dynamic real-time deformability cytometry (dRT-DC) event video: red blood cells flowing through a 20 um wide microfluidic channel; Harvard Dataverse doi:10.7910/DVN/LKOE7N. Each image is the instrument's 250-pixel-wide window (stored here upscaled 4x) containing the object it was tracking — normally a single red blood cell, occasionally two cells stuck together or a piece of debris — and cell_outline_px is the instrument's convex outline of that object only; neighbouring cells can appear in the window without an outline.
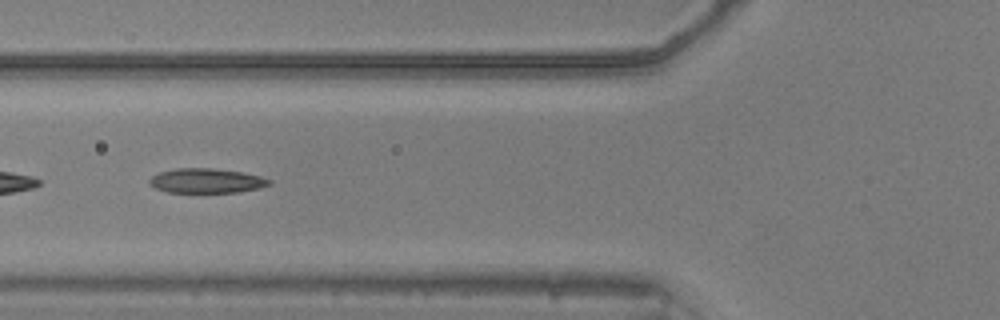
{"species": "common noctule bat (a hibernating species)", "species_latin": "Nyctalus noctula", "temperature_condition": "warm", "stored_images_in_passage": 47, "camera_frame_rate_fps": 3000, "um_per_image_px": 0.085, "animal": {"sex": "male", "body_mass_g": 20.5, "forearm_length_mm": 52.5}, "frame": {"image": 1, "passage_image": 14, "time_ms": 4.333, "image_size_px": [1000, 320], "cell_outline_px": [[272, 184], [260, 188], [236, 192], [168, 192], [156, 188], [148, 184], [148, 180], [152, 176], [160, 172], [176, 168], [212, 168], [240, 172], [260, 176], [272, 180]], "centroid_in_image_um": [17.54, 15.36], "position_along_channel_um": 108.3, "area_um2": 17.11}}
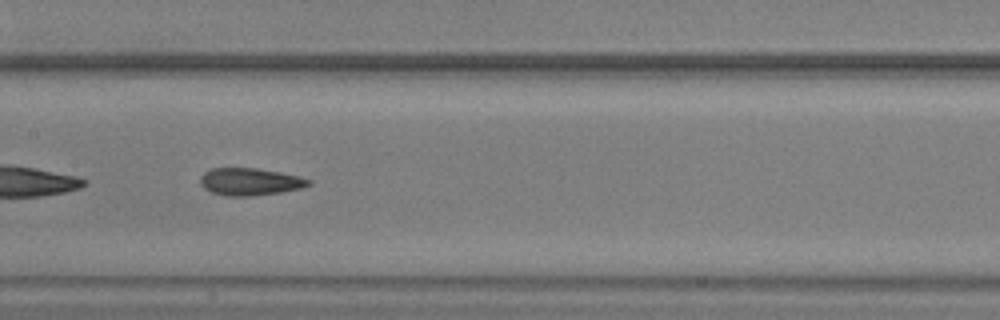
{"frame": {"image": 2, "passage_image": 20, "time_ms": 6.333, "image_size_px": [1000, 320], "cell_outline_px": [[312, 184], [300, 188], [280, 192], [252, 196], [228, 196], [212, 192], [204, 188], [200, 184], [200, 176], [204, 172], [212, 168], [256, 168], [280, 172], [312, 180]], "centroid_in_image_um": [21.23, 15.44], "position_along_channel_um": 186.2, "area_um2": 17.17}}
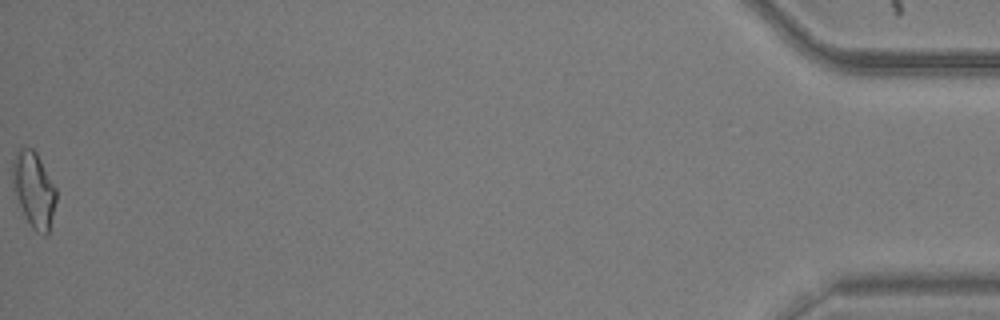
{"frame": {"image": 3, "passage_image": 47, "time_ms": 15.333, "image_size_px": [1000, 320], "cell_outline_px": [[56, 200], [48, 236], [44, 236], [36, 232], [32, 228], [20, 204], [12, 180], [12, 160], [16, 148], [32, 148], [36, 152], [56, 188]], "centroid_in_image_um": [2.88, 16.09], "position_along_channel_um": 432.3, "area_um2": 18.96}, "authors_computed_cell_mechanics": {"area_um2": 17.5712, "velocity_mm_per_s": 3.8672, "shape_relaxation_time_tau1_ms": 4.4712, "shape_relaxation_time_tau2_ms": 3.8257, "deformation_change_tau1": 0.1595, "deformation_change_tau2": 0.1103}}